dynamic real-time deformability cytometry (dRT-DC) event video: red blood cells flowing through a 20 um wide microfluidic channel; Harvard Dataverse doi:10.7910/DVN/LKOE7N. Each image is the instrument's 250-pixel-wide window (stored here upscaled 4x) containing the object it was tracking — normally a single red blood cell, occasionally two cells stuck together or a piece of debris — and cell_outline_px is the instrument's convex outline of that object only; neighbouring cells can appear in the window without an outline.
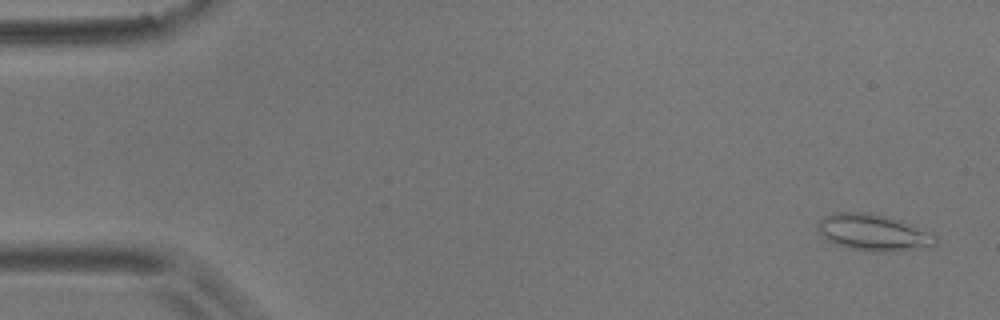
{"species": "common noctule bat (a hibernating species)", "species_latin": "Nyctalus noctula", "temperature_condition": "room temperature", "stored_images_in_passage": 5, "camera_frame_rate_fps": 3000, "um_per_image_px": 0.085, "animal": {"sex": "male", "body_mass_g": 17.9}, "frame": {"image": 1, "passage_image": 1, "time_ms": 0.0, "image_size_px": [1000, 320], "cell_outline_px": [[936, 244], [932, 248], [900, 252], [868, 252], [848, 248], [836, 244], [828, 240], [816, 228], [816, 224], [824, 216], [832, 212], [868, 212], [900, 220], [936, 232]], "centroid_in_image_um": [74.33, 19.79], "position_along_channel_um": 10.7, "area_um2": 25.95}}